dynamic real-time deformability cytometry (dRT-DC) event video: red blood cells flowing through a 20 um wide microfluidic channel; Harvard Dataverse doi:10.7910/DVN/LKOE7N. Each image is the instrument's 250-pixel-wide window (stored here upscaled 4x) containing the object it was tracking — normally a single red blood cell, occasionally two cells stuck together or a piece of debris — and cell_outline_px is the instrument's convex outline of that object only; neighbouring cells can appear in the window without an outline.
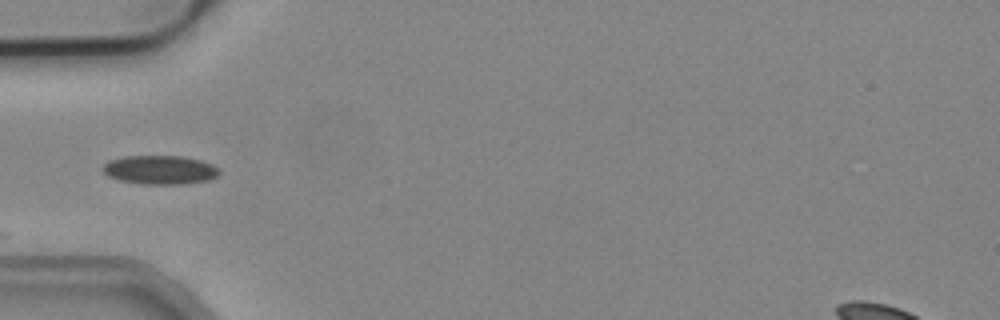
{"species": "common noctule bat (a hibernating species)", "species_latin": "Nyctalus noctula", "temperature_condition": "cold", "stored_images_in_passage": 6, "camera_frame_rate_fps": 3000, "um_per_image_px": 0.085, "animal": {"sex": "male", "body_mass_g": 19.2, "forearm_length_mm": 51.8}, "frame": {"image": 1, "passage_image": 5, "time_ms": 1.333, "image_size_px": [1000, 320], "cell_outline_px": [[220, 172], [216, 176], [208, 180], [184, 184], [140, 184], [120, 180], [108, 176], [100, 168], [108, 160], [124, 156], [180, 156], [200, 160], [212, 164], [220, 168]], "centroid_in_image_um": [13.58, 14.43], "position_along_channel_um": 71.4, "area_um2": 19.71}}